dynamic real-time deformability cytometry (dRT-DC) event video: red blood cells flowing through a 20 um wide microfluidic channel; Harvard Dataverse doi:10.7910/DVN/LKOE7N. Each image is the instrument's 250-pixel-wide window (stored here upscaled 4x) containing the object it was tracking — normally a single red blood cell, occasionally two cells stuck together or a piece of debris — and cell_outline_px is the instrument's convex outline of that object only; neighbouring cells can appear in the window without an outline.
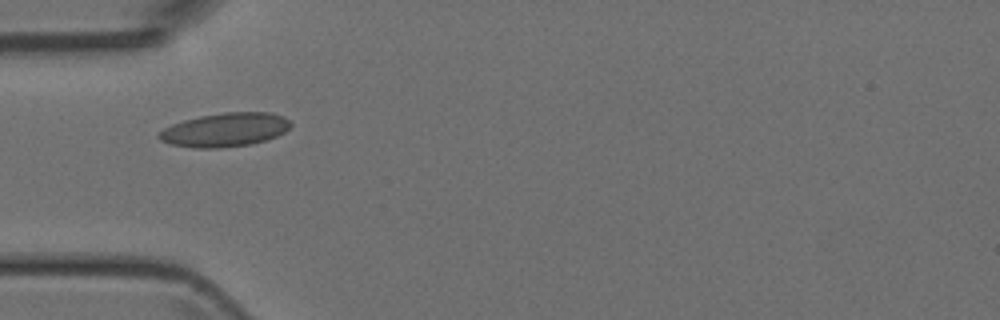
{"species": "Egyptian fruit bat (a non-hibernating species)", "species_latin": "Rousettus aegyptiacus", "temperature_condition": "room temperature", "stored_images_in_passage": 35, "camera_frame_rate_fps": 3000, "um_per_image_px": 0.085, "animal": {"sex": "female"}, "frame": {"image": 1, "passage_image": 1, "time_ms": 0.0, "image_size_px": [1000, 320], "cell_outline_px": [[292, 124], [284, 132], [276, 136], [252, 144], [220, 148], [192, 148], [168, 144], [160, 140], [156, 136], [164, 128], [172, 124], [184, 120], [200, 116], [224, 112], [268, 112], [284, 116], [292, 120]], "centroid_in_image_um": [19.12, 11.03], "position_along_channel_um": 65.9, "area_um2": 26.13}}
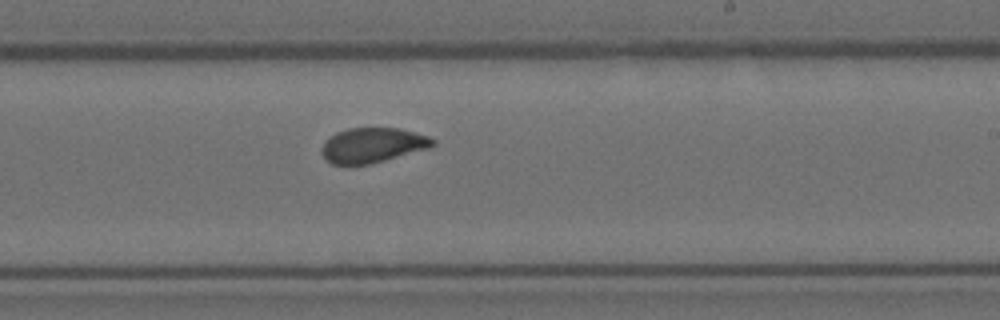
{"frame": {"image": 2, "passage_image": 15, "time_ms": 4.667, "image_size_px": [1000, 320], "cell_outline_px": [[436, 144], [428, 148], [384, 160], [368, 164], [332, 164], [320, 152], [320, 148], [324, 140], [328, 136], [336, 132], [348, 128], [400, 128], [428, 136], [436, 140]], "centroid_in_image_um": [31.63, 12.32], "position_along_channel_um": 257.4, "area_um2": 22.54}}
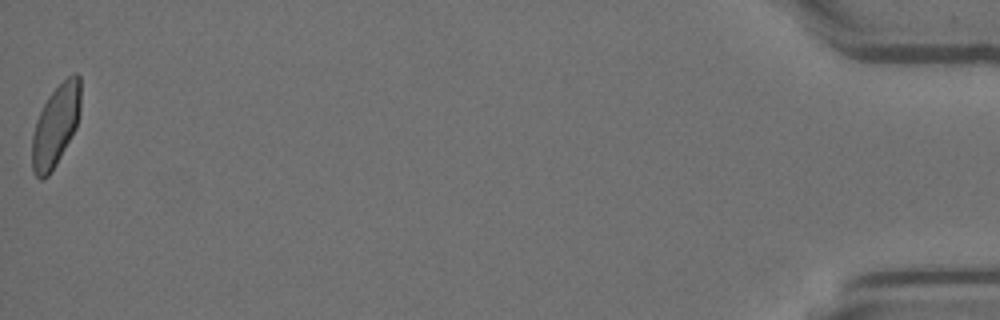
{"frame": {"image": 3, "passage_image": 35, "time_ms": 11.333, "image_size_px": [1000, 320], "cell_outline_px": [[80, 112], [76, 128], [56, 164], [48, 176], [44, 180], [40, 180], [32, 172], [32, 136], [36, 120], [48, 96], [68, 76], [76, 72], [80, 76]], "centroid_in_image_um": [4.72, 10.69], "position_along_channel_um": 430.5, "area_um2": 23.0}}